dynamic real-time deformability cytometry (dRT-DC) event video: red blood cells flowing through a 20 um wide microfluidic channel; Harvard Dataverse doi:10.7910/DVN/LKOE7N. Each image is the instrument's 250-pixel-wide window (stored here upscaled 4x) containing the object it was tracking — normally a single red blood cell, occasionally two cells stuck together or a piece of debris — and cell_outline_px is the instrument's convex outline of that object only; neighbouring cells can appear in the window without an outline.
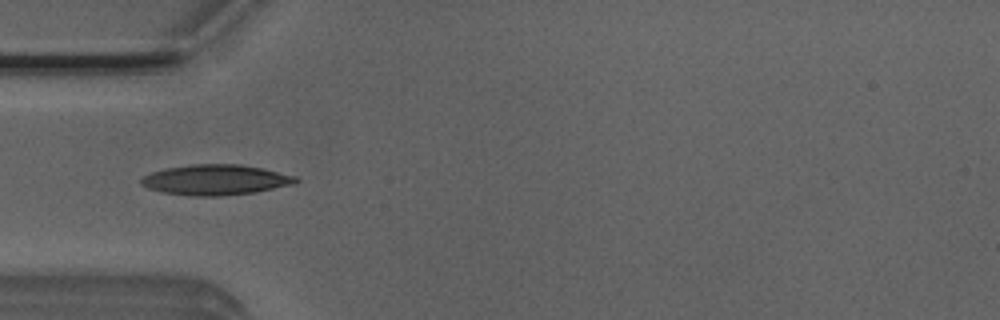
{"species": "Egyptian fruit bat (a non-hibernating species)", "species_latin": "Rousettus aegyptiacus", "temperature_condition": "room temperature", "stored_images_in_passage": 51, "camera_frame_rate_fps": 3000, "um_per_image_px": 0.085, "animal": {"sex": "male"}, "frame": {"image": 1, "passage_image": 15, "time_ms": 4.667, "image_size_px": [1000, 320], "cell_outline_px": [[300, 180], [296, 184], [256, 192], [220, 196], [188, 196], [160, 192], [148, 188], [140, 184], [140, 180], [144, 176], [152, 172], [164, 168], [192, 164], [240, 164], [264, 168], [296, 176]], "centroid_in_image_um": [18.34, 15.29], "position_along_channel_um": 66.7, "area_um2": 27.74}}
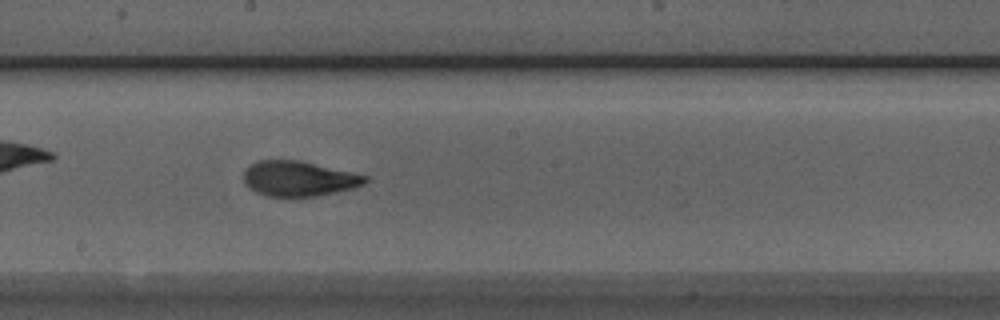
{"frame": {"image": 2, "passage_image": 27, "time_ms": 8.667, "image_size_px": [1000, 320], "cell_outline_px": [[368, 180], [364, 184], [352, 188], [336, 192], [316, 196], [268, 196], [256, 192], [248, 188], [244, 184], [244, 172], [256, 160], [300, 160], [368, 176]], "centroid_in_image_um": [25.38, 15.18], "position_along_channel_um": 222.8, "area_um2": 24.74}}
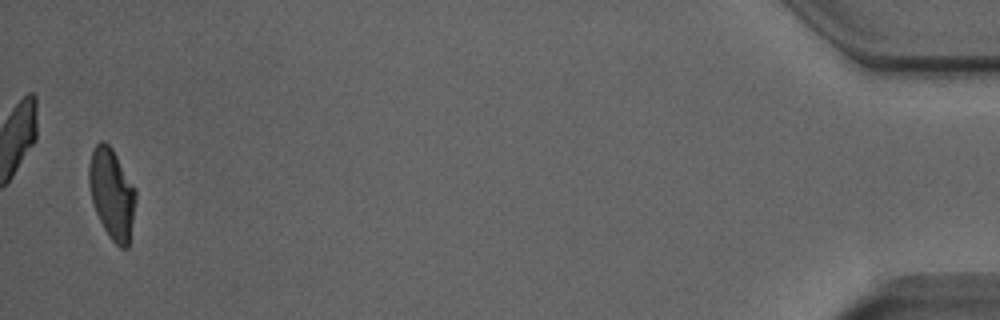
{"frame": {"image": 3, "passage_image": 50, "time_ms": 16.333, "image_size_px": [1000, 320], "cell_outline_px": [[136, 200], [128, 248], [120, 248], [112, 240], [104, 228], [96, 212], [92, 200], [88, 184], [88, 168], [92, 152], [96, 144], [100, 140], [104, 140], [112, 148], [136, 188]], "centroid_in_image_um": [9.51, 16.44], "position_along_channel_um": 425.7, "area_um2": 24.62}, "authors_computed_cell_mechanics": {"area_um2": 24.6806, "velocity_mm_per_s": 3.8994, "shape_relaxation_time_tau1_ms": 3.9072, "shape_relaxation_time_tau2_ms": 0.9408, "deformation_change_tau1": 0.1704, "deformation_change_tau2": 0.0741}}